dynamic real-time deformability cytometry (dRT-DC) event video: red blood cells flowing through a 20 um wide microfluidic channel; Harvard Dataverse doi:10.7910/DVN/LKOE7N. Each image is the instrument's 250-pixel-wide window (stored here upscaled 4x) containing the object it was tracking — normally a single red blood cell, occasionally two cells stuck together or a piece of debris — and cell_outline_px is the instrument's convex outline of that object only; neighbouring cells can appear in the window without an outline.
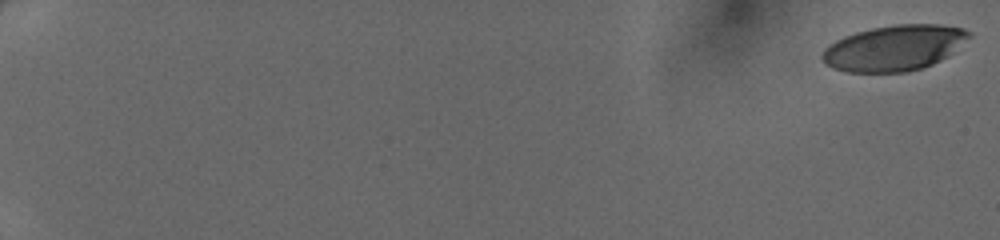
{"species": "human", "species_latin": "Homo sapiens", "temperature_condition": "cold", "stored_images_in_passage": 50, "camera_frame_rate_fps": 3000, "um_per_image_px": 0.085, "donor": {"sex": "female"}, "frame": {"image": 1, "passage_image": 1, "time_ms": 0.0, "image_size_px": [1000, 240], "cell_outline_px": [[972, 36], [948, 56], [924, 68], [908, 72], [848, 72], [832, 68], [824, 64], [820, 56], [824, 48], [828, 44], [844, 36], [856, 32], [872, 28], [896, 24], [940, 24], [964, 28], [972, 32]], "centroid_in_image_um": [76.01, 4.07], "position_along_channel_um": 9.0, "area_um2": 39.42}}
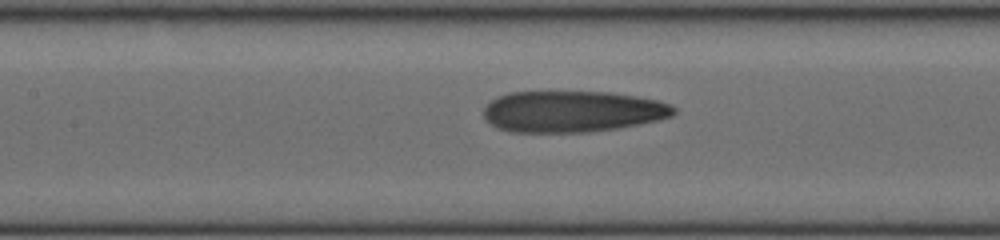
{"frame": {"image": 2, "passage_image": 27, "time_ms": 8.667, "image_size_px": [1000, 240], "cell_outline_px": [[676, 112], [672, 116], [660, 120], [640, 124], [616, 128], [584, 132], [512, 132], [496, 128], [484, 116], [484, 108], [496, 96], [508, 92], [608, 92], [636, 96], [660, 100], [672, 104], [676, 108]], "centroid_in_image_um": [48.68, 9.47], "position_along_channel_um": 158.7, "area_um2": 45.95}}
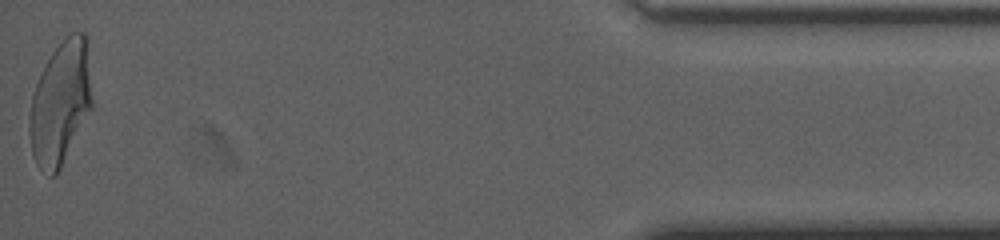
{"frame": {"image": 3, "passage_image": 50, "time_ms": 16.333, "image_size_px": [1000, 240], "cell_outline_px": [[92, 108], [56, 176], [48, 176], [36, 164], [32, 156], [28, 132], [28, 116], [32, 96], [36, 84], [52, 52], [72, 32], [84, 32], [88, 36], [92, 100]], "centroid_in_image_um": [5.14, 8.77], "position_along_channel_um": 430.1, "area_um2": 45.32}}